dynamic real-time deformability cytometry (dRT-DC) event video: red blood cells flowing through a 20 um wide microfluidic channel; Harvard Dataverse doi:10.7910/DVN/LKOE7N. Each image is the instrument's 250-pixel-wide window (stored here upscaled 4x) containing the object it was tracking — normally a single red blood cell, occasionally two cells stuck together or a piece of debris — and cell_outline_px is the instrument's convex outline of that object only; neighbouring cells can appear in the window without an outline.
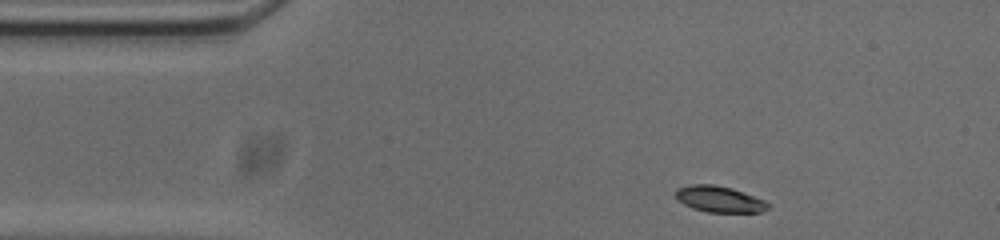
{"species": "common noctule bat (a hibernating species)", "species_latin": "Nyctalus noctula", "temperature_condition": "cold", "stored_images_in_passage": 48, "segment_of_instrument_passage": [1, 2], "camera_frame_rate_fps": 3000, "um_per_image_px": 0.085, "animal": {"sex": "male", "body_mass_g": 20.0, "forearm_length_mm": 53.3}, "frame": {"image": 1, "passage_image": 1, "time_ms": 0.0, "image_size_px": [1000, 240], "cell_outline_px": [[768, 208], [760, 212], [708, 212], [692, 208], [676, 200], [676, 188], [688, 184], [712, 184], [732, 188], [764, 200], [768, 204]], "centroid_in_image_um": [61.09, 16.92], "position_along_channel_um": 23.9, "area_um2": 14.05}}
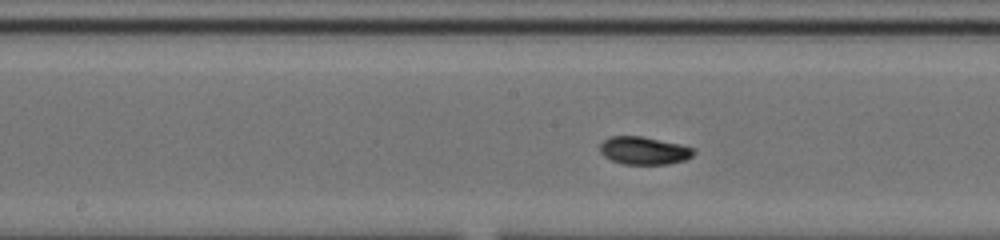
{"frame": {"image": 2, "passage_image": 19, "time_ms": 6.0, "image_size_px": [1000, 240], "cell_outline_px": [[696, 152], [692, 156], [684, 160], [668, 164], [624, 164], [612, 160], [604, 156], [600, 152], [600, 144], [604, 140], [612, 136], [640, 136], [680, 144], [692, 148]], "centroid_in_image_um": [54.73, 12.8], "position_along_channel_um": 193.5, "area_um2": 15.03}}
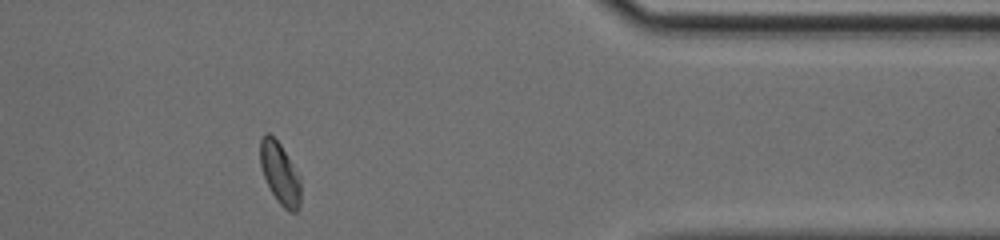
{"frame": {"image": 3, "passage_image": 37, "time_ms": 12.0, "image_size_px": [1000, 240], "cell_outline_px": [[300, 208], [296, 212], [288, 212], [280, 204], [272, 192], [264, 176], [260, 164], [260, 140], [264, 132], [268, 132], [280, 144], [300, 172]], "centroid_in_image_um": [23.82, 14.72], "position_along_channel_um": 387.6, "area_um2": 14.8}}